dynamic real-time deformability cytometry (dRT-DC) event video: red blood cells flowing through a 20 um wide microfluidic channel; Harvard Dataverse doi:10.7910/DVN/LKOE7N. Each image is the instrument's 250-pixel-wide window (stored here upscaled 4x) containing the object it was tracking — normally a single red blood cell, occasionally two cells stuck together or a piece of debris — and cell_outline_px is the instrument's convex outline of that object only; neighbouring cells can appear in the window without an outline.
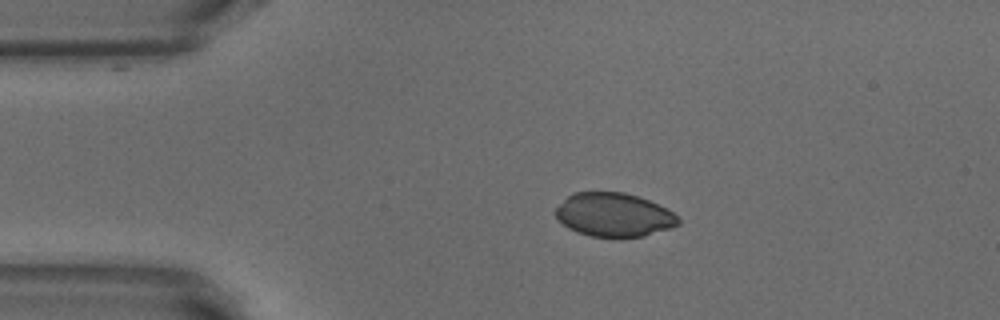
{"species": "common noctule bat (a hibernating species)", "species_latin": "Nyctalus noctula", "temperature_condition": "warm", "stored_images_in_passage": 44, "camera_frame_rate_fps": 3000, "um_per_image_px": 0.085, "animal": {"sex": "male", "body_mass_g": 18.8}, "frame": {"image": 1, "passage_image": 1, "time_ms": 0.0, "image_size_px": [1000, 320], "cell_outline_px": [[680, 224], [672, 228], [644, 236], [592, 236], [576, 232], [568, 228], [556, 216], [556, 208], [572, 192], [624, 192], [648, 200], [672, 212], [680, 220]], "centroid_in_image_um": [52.18, 18.25], "position_along_channel_um": 32.8, "area_um2": 30.81}}
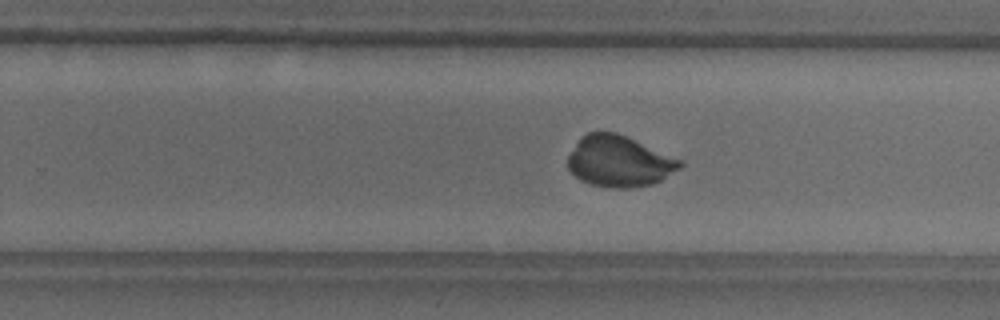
{"frame": {"image": 2, "passage_image": 23, "time_ms": 7.333, "image_size_px": [1000, 320], "cell_outline_px": [[684, 164], [680, 168], [660, 180], [652, 184], [628, 188], [608, 188], [592, 184], [580, 180], [568, 168], [568, 156], [580, 136], [588, 132], [616, 132], [684, 160]], "centroid_in_image_um": [52.64, 13.7], "position_along_channel_um": 277.2, "area_um2": 33.41}}
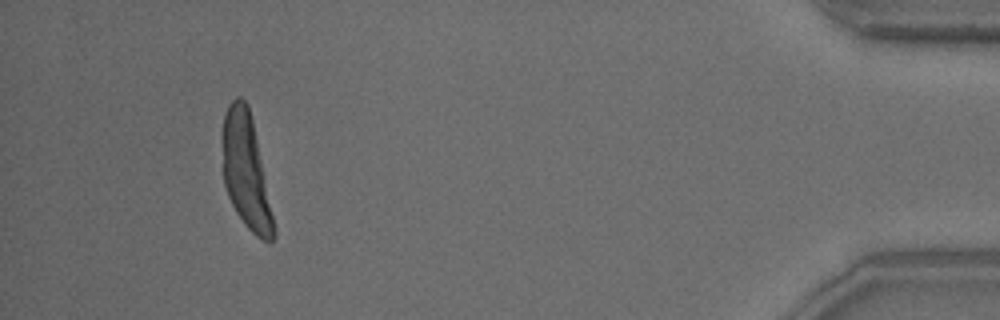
{"frame": {"image": 3, "passage_image": 39, "time_ms": 12.667, "image_size_px": [1000, 320], "cell_outline_px": [[276, 236], [272, 240], [264, 240], [256, 236], [244, 224], [236, 212], [228, 196], [224, 184], [220, 136], [224, 116], [228, 104], [236, 96], [240, 96], [248, 104], [252, 120], [276, 228]], "centroid_in_image_um": [20.87, 14.53], "position_along_channel_um": 414.3, "area_um2": 34.39}}